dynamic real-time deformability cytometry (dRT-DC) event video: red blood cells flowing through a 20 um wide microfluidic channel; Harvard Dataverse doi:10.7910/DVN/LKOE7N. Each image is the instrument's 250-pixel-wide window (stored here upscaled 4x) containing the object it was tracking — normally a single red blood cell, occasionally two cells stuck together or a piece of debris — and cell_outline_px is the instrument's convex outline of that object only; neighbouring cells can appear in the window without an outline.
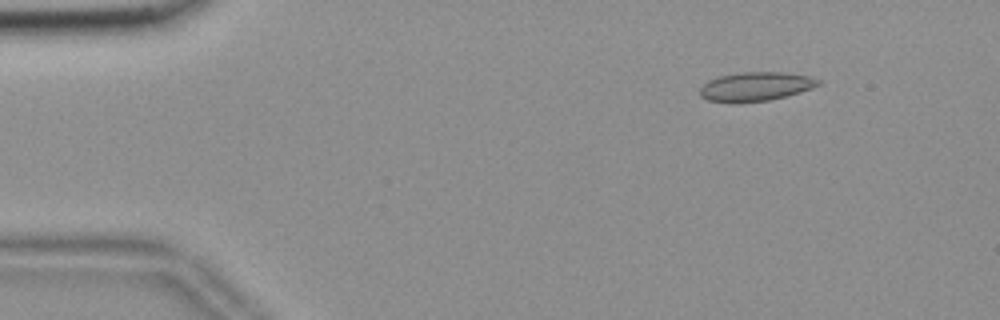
{"species": "common noctule bat (a hibernating species)", "species_latin": "Nyctalus noctula", "temperature_condition": "room temperature", "stored_images_in_passage": 55, "camera_frame_rate_fps": 3000, "um_per_image_px": 0.085, "animal": {"sex": "female", "body_mass_g": 18.4}, "frame": {"image": 1, "passage_image": 7, "time_ms": 2.0, "image_size_px": [1000, 320], "cell_outline_px": [[820, 84], [812, 88], [800, 92], [768, 100], [736, 104], [732, 104], [708, 100], [700, 96], [700, 88], [708, 80], [720, 76], [744, 72], [784, 72], [808, 76], [820, 80]], "centroid_in_image_um": [64.19, 7.37], "position_along_channel_um": 20.8, "area_um2": 20.06}}
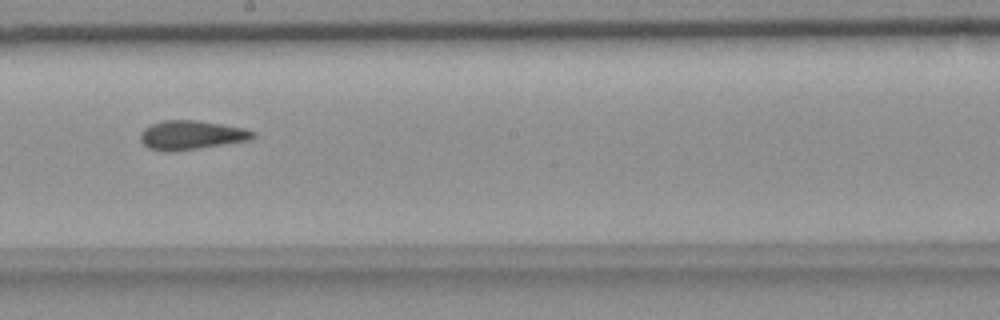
{"frame": {"image": 2, "passage_image": 31, "time_ms": 10.0, "image_size_px": [1000, 320], "cell_outline_px": [[256, 136], [252, 140], [168, 152], [164, 152], [148, 148], [140, 140], [140, 132], [144, 128], [152, 124], [164, 120], [196, 120], [244, 128], [256, 132]], "centroid_in_image_um": [16.26, 11.48], "position_along_channel_um": 231.9, "area_um2": 19.02}}
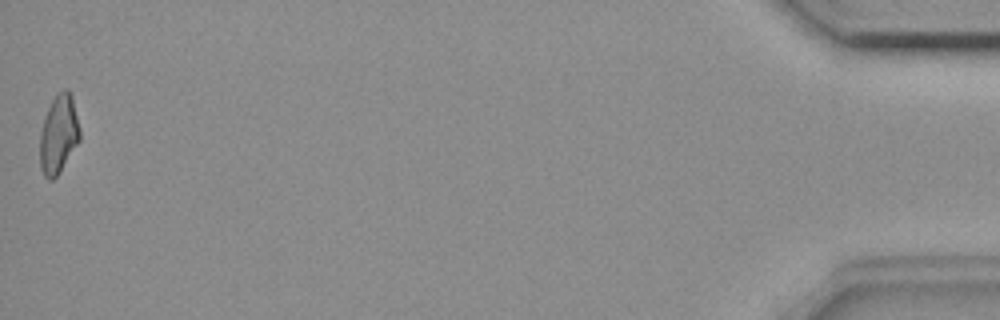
{"frame": {"image": 3, "passage_image": 55, "time_ms": 18.0, "image_size_px": [1000, 320], "cell_outline_px": [[80, 140], [60, 172], [52, 180], [48, 180], [44, 176], [40, 168], [40, 132], [44, 116], [56, 92], [64, 88], [68, 88], [72, 96], [80, 128]], "centroid_in_image_um": [4.98, 11.39], "position_along_channel_um": 430.2, "area_um2": 18.55}, "authors_computed_cell_mechanics": {"area_um2": 19.074, "velocity_mm_per_s": 3.6932, "shape_relaxation_time_tau1_ms": null, "shape_relaxation_time_tau2_ms": 2.5929, "deformation_change_tau1": null, "deformation_change_tau2": 0.1024}}